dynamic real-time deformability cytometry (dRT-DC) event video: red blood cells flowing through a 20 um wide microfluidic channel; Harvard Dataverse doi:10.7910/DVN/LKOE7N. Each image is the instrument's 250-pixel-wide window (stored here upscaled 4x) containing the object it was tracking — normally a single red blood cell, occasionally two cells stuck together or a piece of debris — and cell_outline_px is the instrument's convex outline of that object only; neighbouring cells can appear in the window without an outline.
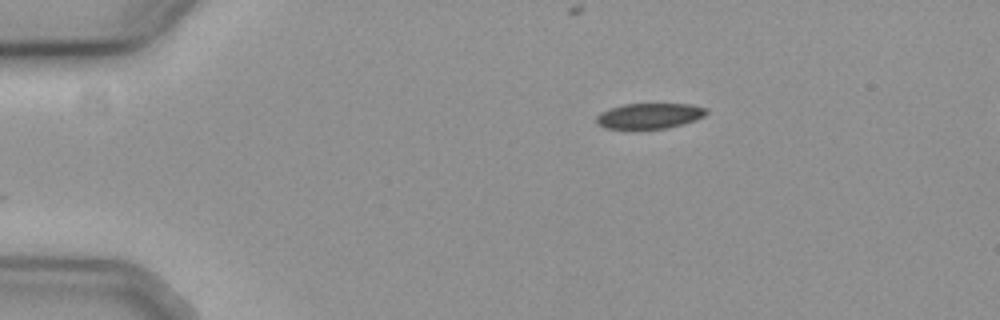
{"species": "common noctule bat (a hibernating species)", "species_latin": "Nyctalus noctula", "temperature_condition": "cold", "stored_images_in_passage": 37, "camera_frame_rate_fps": 3000, "um_per_image_px": 0.085, "animal": {"sex": "female", "body_mass_g": 19.3, "forearm_length_mm": 54.1}, "frame": {"image": 1, "passage_image": 1, "time_ms": 0.0, "image_size_px": [1000, 320], "cell_outline_px": [[708, 112], [704, 116], [696, 120], [668, 128], [604, 128], [596, 120], [596, 116], [600, 112], [624, 104], [692, 104], [708, 108]], "centroid_in_image_um": [55.26, 9.83], "position_along_channel_um": 29.7, "area_um2": 16.18}}
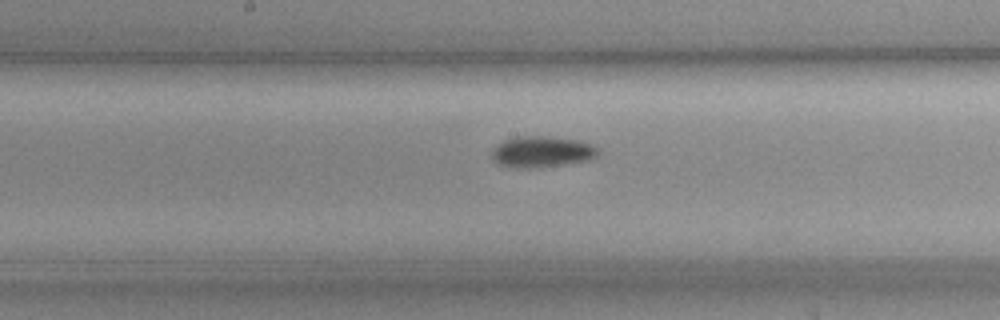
{"frame": {"image": 2, "passage_image": 20, "time_ms": 6.333, "image_size_px": [1000, 320], "cell_outline_px": [[600, 152], [592, 160], [528, 168], [516, 168], [496, 164], [492, 160], [492, 148], [504, 140], [516, 136], [552, 136], [580, 140], [592, 144], [600, 148]], "centroid_in_image_um": [46.07, 12.88], "position_along_channel_um": 202.1, "area_um2": 19.59}}
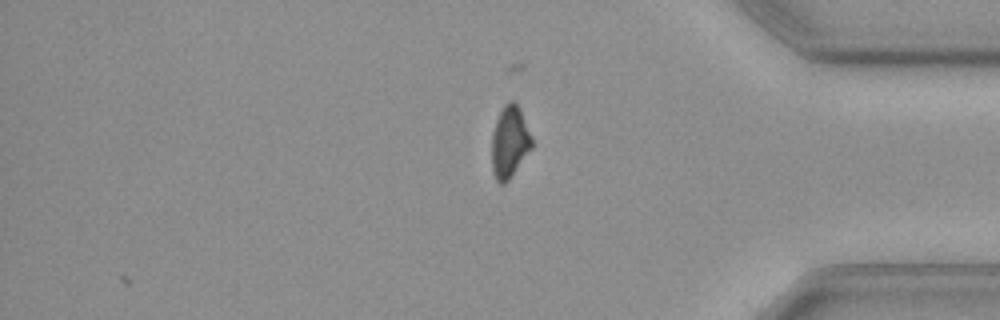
{"frame": {"image": 3, "passage_image": 37, "time_ms": 12.0, "image_size_px": [1000, 320], "cell_outline_px": [[532, 148], [508, 180], [504, 184], [500, 184], [496, 180], [492, 172], [492, 132], [496, 120], [504, 104], [508, 100], [512, 100], [520, 108], [532, 136]], "centroid_in_image_um": [43.31, 12.05], "position_along_channel_um": 391.9, "area_um2": 16.82}, "authors_computed_cell_mechanics": {"area_um2": 17.8024, "velocity_mm_per_s": 3.7278, "shape_relaxation_time_tau1_ms": 3.2323, "shape_relaxation_time_tau2_ms": null, "deformation_change_tau1": 0.088, "deformation_change_tau2": null}}